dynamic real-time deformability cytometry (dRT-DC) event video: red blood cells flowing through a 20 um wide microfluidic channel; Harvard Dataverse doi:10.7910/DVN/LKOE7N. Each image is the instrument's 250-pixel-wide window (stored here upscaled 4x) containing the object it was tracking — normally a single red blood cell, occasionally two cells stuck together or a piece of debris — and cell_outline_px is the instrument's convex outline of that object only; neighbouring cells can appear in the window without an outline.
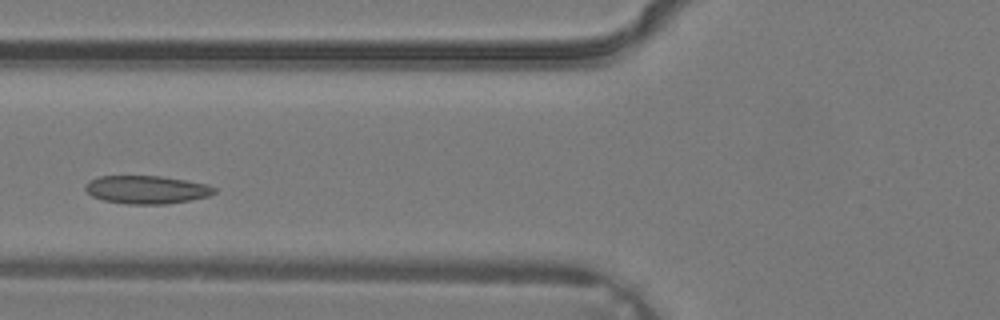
{"species": "common noctule bat (a hibernating species)", "species_latin": "Nyctalus noctula", "temperature_condition": "warm", "stored_images_in_passage": 2, "camera_frame_rate_fps": 3000, "um_per_image_px": 0.085, "animal": {"sex": "male", "body_mass_g": 19.2, "forearm_length_mm": 51.8}, "frame": {"image": 1, "passage_image": 2, "time_ms": 0.333, "image_size_px": [1000, 320], "cell_outline_px": [[216, 192], [208, 196], [188, 200], [164, 204], [128, 204], [104, 200], [92, 196], [84, 188], [88, 180], [100, 176], [160, 176], [184, 180], [204, 184], [216, 188]], "centroid_in_image_um": [12.42, 16.12], "position_along_channel_um": 113.4, "area_um2": 20.87}}